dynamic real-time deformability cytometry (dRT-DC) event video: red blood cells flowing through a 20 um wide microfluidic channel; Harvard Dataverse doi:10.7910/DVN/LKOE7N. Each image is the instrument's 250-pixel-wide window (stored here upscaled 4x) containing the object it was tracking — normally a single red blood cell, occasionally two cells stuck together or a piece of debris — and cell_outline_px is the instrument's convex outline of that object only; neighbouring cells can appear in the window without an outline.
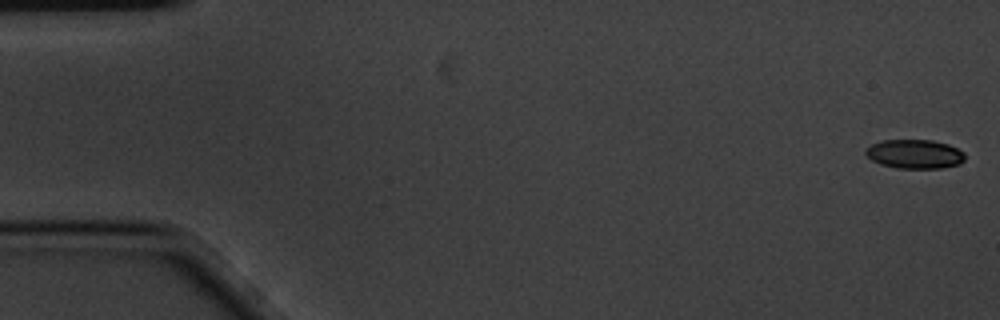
{"species": "common noctule bat (a hibernating species)", "species_latin": "Nyctalus noctula", "temperature_condition": "cold", "stored_images_in_passage": 5, "camera_frame_rate_fps": 3000, "um_per_image_px": 0.085, "animal": {"sex": "male", "body_mass_g": 20.1, "forearm_length_mm": 53.5}, "frame": {"image": 1, "passage_image": 1, "time_ms": 0.0, "image_size_px": [1000, 320], "cell_outline_px": [[964, 160], [960, 164], [940, 168], [896, 168], [880, 164], [872, 160], [864, 152], [872, 144], [880, 140], [932, 140], [948, 144], [964, 152]], "centroid_in_image_um": [77.75, 13.09], "position_along_channel_um": 7.2, "area_um2": 16.76}}
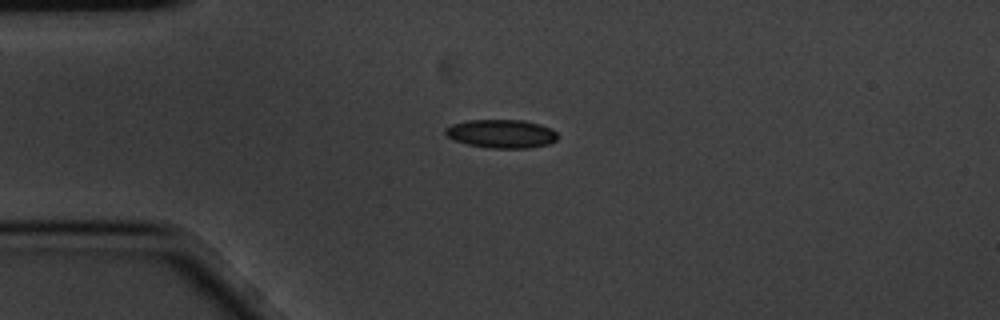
{"frame": {"image": 2, "passage_image": 4, "time_ms": 1.0, "image_size_px": [1000, 320], "cell_outline_px": [[560, 136], [556, 140], [548, 144], [528, 148], [488, 148], [468, 144], [456, 140], [448, 136], [444, 132], [444, 128], [452, 124], [468, 120], [524, 120], [540, 124], [552, 128]], "centroid_in_image_um": [42.65, 11.36], "position_along_channel_um": 42.3, "area_um2": 18.73}}